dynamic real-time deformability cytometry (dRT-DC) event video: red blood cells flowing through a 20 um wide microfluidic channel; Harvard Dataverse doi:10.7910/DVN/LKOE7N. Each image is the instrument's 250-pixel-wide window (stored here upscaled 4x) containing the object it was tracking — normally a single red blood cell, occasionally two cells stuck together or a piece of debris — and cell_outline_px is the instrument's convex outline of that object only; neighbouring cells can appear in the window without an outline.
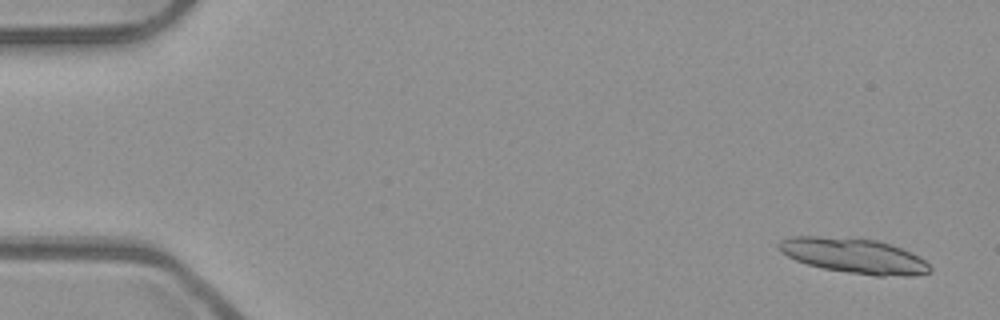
{"species": "common noctule bat (a hibernating species)", "species_latin": "Nyctalus noctula", "temperature_condition": "room temperature", "stored_images_in_passage": 22, "camera_frame_rate_fps": 3000, "um_per_image_px": 0.085, "animal": {"sex": "male", "body_mass_g": 23.1, "forearm_length_mm": 52.7}, "frame": {"image": 1, "passage_image": 3, "time_ms": 0.667, "image_size_px": [1000, 320], "cell_outline_px": [[932, 272], [912, 276], [876, 276], [848, 272], [824, 268], [808, 264], [796, 260], [780, 252], [776, 248], [776, 244], [780, 240], [788, 236], [820, 236], [876, 240], [900, 248], [924, 260], [932, 268]], "centroid_in_image_um": [72.54, 21.74], "position_along_channel_um": 12.5, "area_um2": 30.69}}